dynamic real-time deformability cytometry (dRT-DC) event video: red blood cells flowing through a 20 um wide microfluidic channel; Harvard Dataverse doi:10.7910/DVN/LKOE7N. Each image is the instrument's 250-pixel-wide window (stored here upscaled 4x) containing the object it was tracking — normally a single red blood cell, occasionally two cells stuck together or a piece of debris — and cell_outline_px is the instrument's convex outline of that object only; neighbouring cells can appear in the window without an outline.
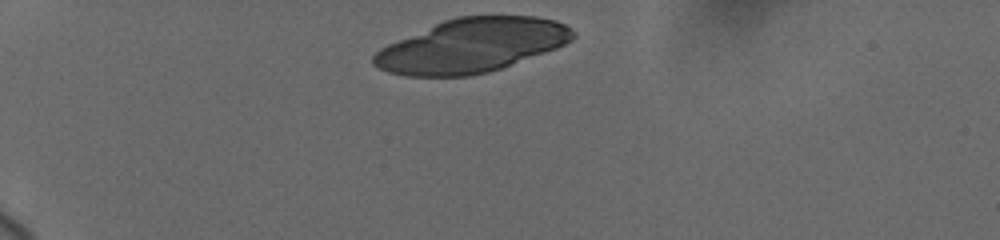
{"species": "human", "species_latin": "Homo sapiens", "temperature_condition": "cold", "stored_images_in_passage": 4, "camera_frame_rate_fps": 3000, "um_per_image_px": 0.085, "donor": {"sex": "female"}, "frame": {"image": 1, "passage_image": 1, "time_ms": 0.0, "image_size_px": [1000, 240], "cell_outline_px": [[576, 36], [572, 40], [556, 48], [500, 68], [488, 72], [472, 76], [408, 76], [388, 72], [372, 64], [372, 56], [380, 48], [388, 44], [444, 20], [456, 16], [536, 16], [556, 20], [564, 24]], "centroid_in_image_um": [40.07, 3.87], "position_along_channel_um": 44.9, "area_um2": 62.08}}